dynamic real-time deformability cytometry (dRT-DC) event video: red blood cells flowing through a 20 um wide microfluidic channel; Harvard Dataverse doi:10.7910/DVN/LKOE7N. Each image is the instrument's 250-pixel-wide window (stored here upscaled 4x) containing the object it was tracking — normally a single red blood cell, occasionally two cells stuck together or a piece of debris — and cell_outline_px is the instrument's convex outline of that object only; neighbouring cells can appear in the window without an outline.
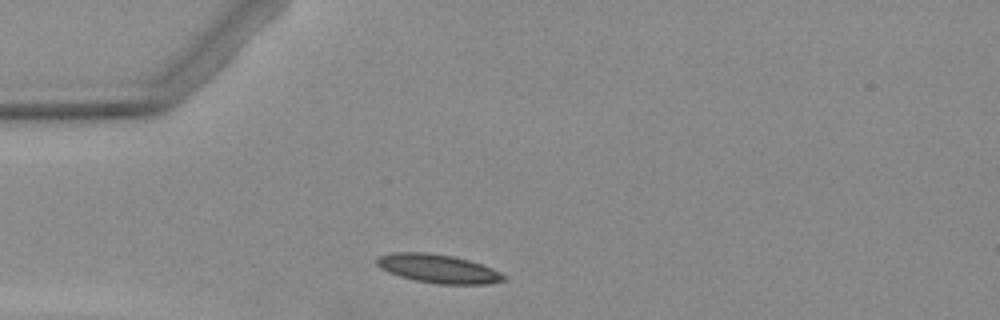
{"species": "Egyptian fruit bat (a non-hibernating species)", "species_latin": "Rousettus aegyptiacus", "temperature_condition": "warm", "stored_images_in_passage": 2, "camera_frame_rate_fps": 3000, "um_per_image_px": 0.085, "animal": {"sex": "female"}, "frame": {"image": 1, "passage_image": 1, "time_ms": 0.0, "image_size_px": [1000, 320], "cell_outline_px": [[508, 276], [504, 280], [488, 284], [440, 284], [416, 280], [400, 276], [388, 272], [380, 268], [376, 264], [376, 260], [380, 256], [392, 252], [424, 252], [452, 256], [468, 260], [492, 268]], "centroid_in_image_um": [37.24, 22.83], "position_along_channel_um": 47.8, "area_um2": 21.04}}